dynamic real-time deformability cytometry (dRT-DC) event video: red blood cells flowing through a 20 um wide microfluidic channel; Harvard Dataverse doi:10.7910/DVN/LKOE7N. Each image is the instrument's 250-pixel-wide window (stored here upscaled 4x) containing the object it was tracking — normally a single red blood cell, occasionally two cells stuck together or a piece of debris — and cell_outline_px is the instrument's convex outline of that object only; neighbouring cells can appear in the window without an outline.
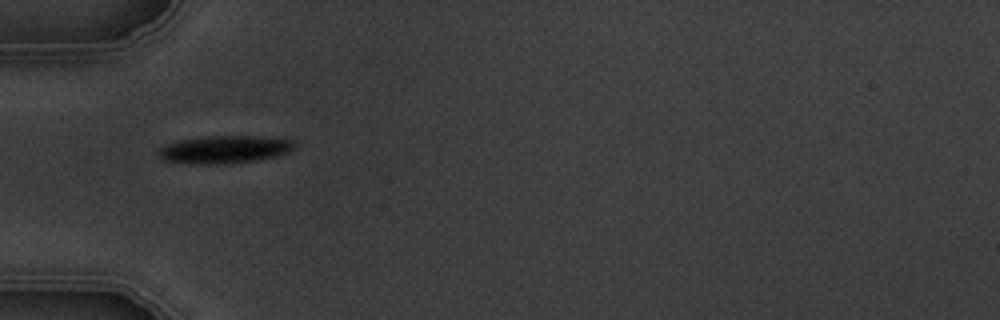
{"species": "common noctule bat (a hibernating species)", "species_latin": "Nyctalus noctula", "temperature_condition": "warm", "stored_images_in_passage": 3, "camera_frame_rate_fps": 3000, "um_per_image_px": 0.085, "animal": {"sex": "male", "body_mass_g": 19.5, "forearm_length_mm": 54.6}, "frame": {"image": 1, "passage_image": 1, "time_ms": 0.0, "image_size_px": [1000, 320], "cell_outline_px": [[296, 144], [288, 152], [276, 156], [228, 164], [200, 164], [164, 160], [156, 152], [160, 148], [168, 144], [180, 140], [204, 136], [252, 136], [292, 140]], "centroid_in_image_um": [19.06, 12.7], "position_along_channel_um": 65.9, "area_um2": 21.56}}
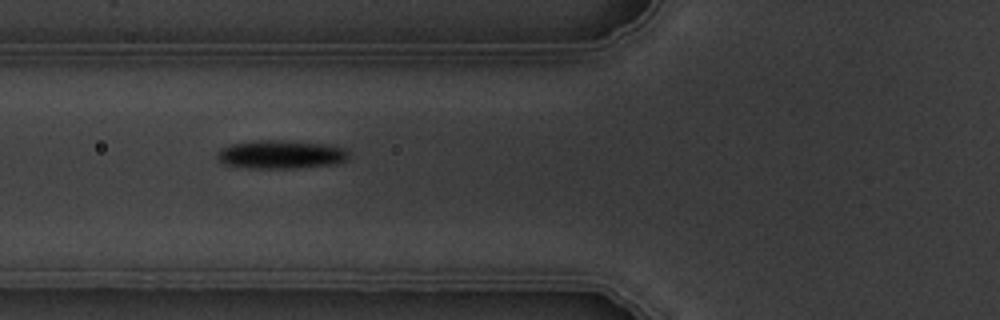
{"frame": {"image": 2, "passage_image": 2, "time_ms": 1.0, "image_size_px": [1000, 320], "cell_outline_px": [[352, 156], [348, 160], [336, 164], [296, 168], [248, 168], [224, 164], [216, 156], [216, 152], [220, 148], [228, 144], [252, 140], [284, 140], [328, 144], [348, 148]], "centroid_in_image_um": [23.93, 13.11], "position_along_channel_um": 101.9, "area_um2": 22.48}}